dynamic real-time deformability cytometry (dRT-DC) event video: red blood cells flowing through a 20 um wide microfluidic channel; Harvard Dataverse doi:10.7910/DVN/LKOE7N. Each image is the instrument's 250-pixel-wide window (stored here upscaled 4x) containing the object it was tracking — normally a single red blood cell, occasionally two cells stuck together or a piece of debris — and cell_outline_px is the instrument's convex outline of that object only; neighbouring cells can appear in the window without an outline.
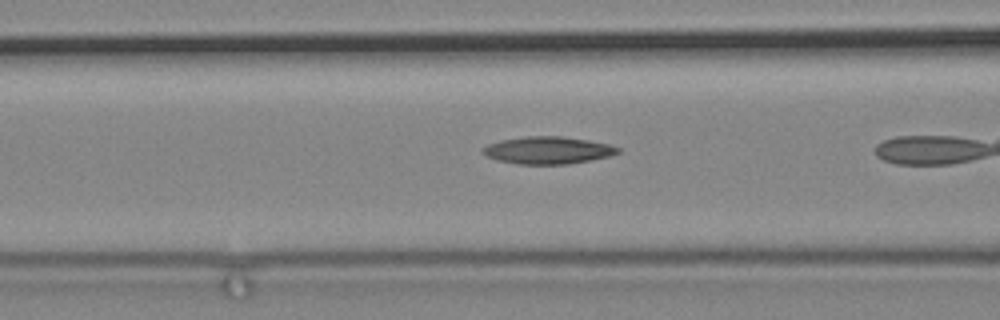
{"species": "common noctule bat (a hibernating species)", "species_latin": "Nyctalus noctula", "temperature_condition": "cold", "stored_images_in_passage": 27, "camera_frame_rate_fps": 3000, "um_per_image_px": 0.085, "animal": {"sex": "male", "body_mass_g": 19.2, "forearm_length_mm": 51.8}, "frame": {"image": 1, "passage_image": 5, "time_ms": 1.333, "image_size_px": [1000, 320], "cell_outline_px": [[620, 152], [608, 156], [592, 160], [568, 164], [516, 164], [496, 160], [480, 152], [480, 148], [488, 144], [500, 140], [528, 136], [560, 136], [588, 140], [608, 144], [620, 148]], "centroid_in_image_um": [46.53, 12.77], "position_along_channel_um": 120.1, "area_um2": 21.56}}
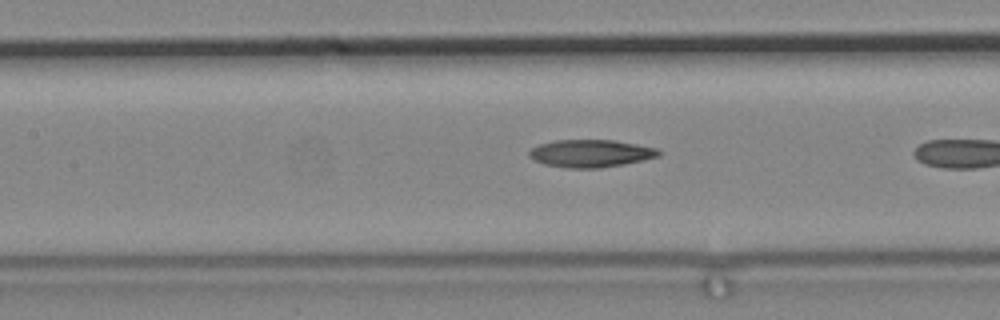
{"frame": {"image": 2, "passage_image": 8, "time_ms": 2.333, "image_size_px": [1000, 320], "cell_outline_px": [[664, 152], [660, 156], [644, 160], [624, 164], [600, 168], [568, 168], [544, 164], [528, 156], [528, 152], [532, 148], [540, 144], [552, 140], [612, 140], [636, 144], [656, 148]], "centroid_in_image_um": [50.23, 13.04], "position_along_channel_um": 157.2, "area_um2": 20.87}}